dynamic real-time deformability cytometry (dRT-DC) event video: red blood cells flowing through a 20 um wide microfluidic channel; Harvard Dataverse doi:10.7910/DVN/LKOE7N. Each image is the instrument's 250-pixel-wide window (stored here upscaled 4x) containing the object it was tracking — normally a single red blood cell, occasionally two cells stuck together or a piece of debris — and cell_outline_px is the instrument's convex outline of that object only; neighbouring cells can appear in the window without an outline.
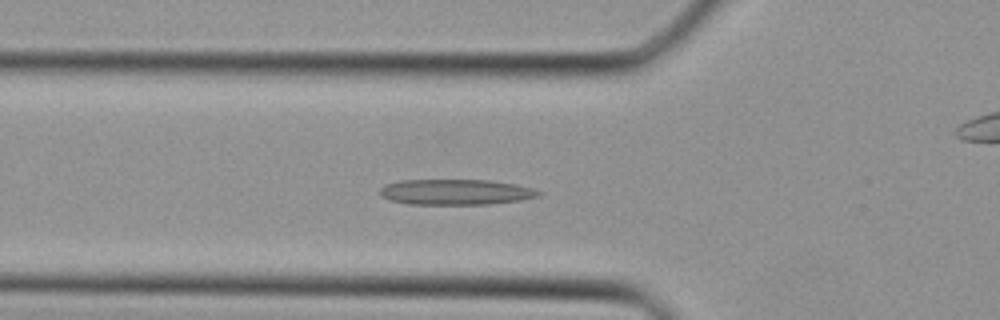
{"species": "Egyptian fruit bat (a non-hibernating species)", "species_latin": "Rousettus aegyptiacus", "temperature_condition": "cold", "stored_images_in_passage": 37, "camera_frame_rate_fps": 3000, "um_per_image_px": 0.085, "animal": {"sex": "female"}, "frame": {"image": 1, "passage_image": 12, "time_ms": 3.667, "image_size_px": [1000, 320], "cell_outline_px": [[540, 196], [520, 200], [488, 204], [408, 204], [388, 200], [380, 196], [380, 188], [384, 184], [400, 180], [488, 180], [516, 184], [532, 188], [540, 192]], "centroid_in_image_um": [38.68, 16.32], "position_along_channel_um": 87.1, "area_um2": 23.7}}
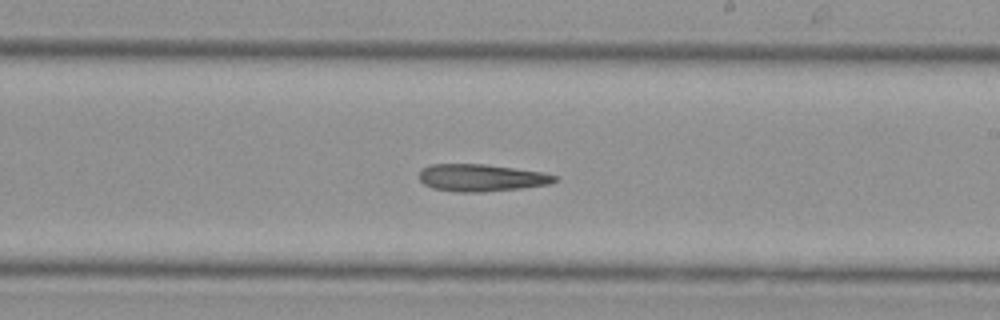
{"frame": {"image": 2, "passage_image": 21, "time_ms": 6.667, "image_size_px": [1000, 320], "cell_outline_px": [[556, 180], [548, 184], [520, 188], [484, 192], [456, 192], [432, 188], [424, 184], [420, 180], [420, 168], [432, 164], [484, 164], [544, 172], [556, 176]], "centroid_in_image_um": [40.87, 15.11], "position_along_channel_um": 248.1, "area_um2": 21.44}}
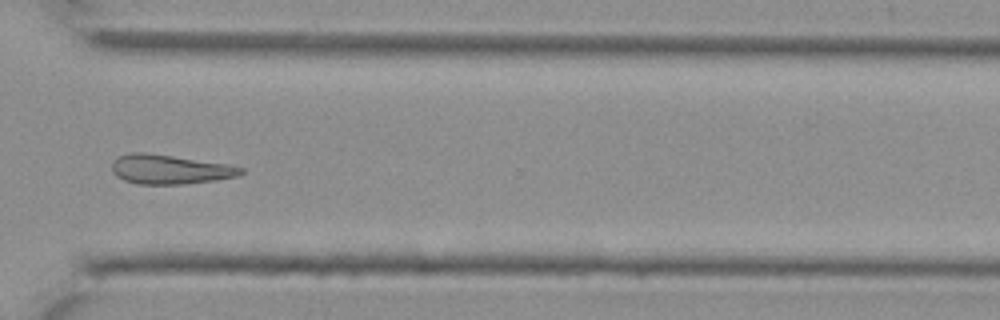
{"frame": {"image": 3, "passage_image": 27, "time_ms": 8.667, "image_size_px": [1000, 320], "cell_outline_px": [[244, 172], [236, 176], [216, 180], [180, 184], [140, 184], [124, 180], [116, 176], [112, 172], [112, 160], [120, 156], [132, 152], [144, 152], [228, 164], [244, 168]], "centroid_in_image_um": [14.41, 14.39], "position_along_channel_um": 356.2, "area_um2": 21.91}}